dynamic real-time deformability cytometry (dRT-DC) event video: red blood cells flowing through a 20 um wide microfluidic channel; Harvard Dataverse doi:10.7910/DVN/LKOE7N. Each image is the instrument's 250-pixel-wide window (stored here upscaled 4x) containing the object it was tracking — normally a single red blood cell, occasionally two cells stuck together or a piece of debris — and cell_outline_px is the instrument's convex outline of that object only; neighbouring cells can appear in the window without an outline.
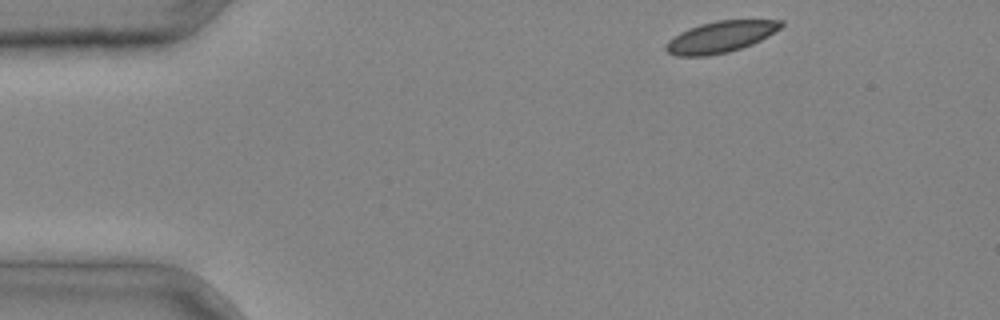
{"species": "common noctule bat (a hibernating species)", "species_latin": "Nyctalus noctula", "temperature_condition": "cold", "stored_images_in_passage": 4, "camera_frame_rate_fps": 3000, "um_per_image_px": 0.085, "animal": {"sex": "male", "body_mass_g": 20.4}, "frame": {"image": 1, "passage_image": 1, "time_ms": 0.0, "image_size_px": [1000, 320], "cell_outline_px": [[784, 24], [780, 28], [768, 36], [752, 44], [728, 52], [708, 56], [676, 56], [668, 52], [664, 48], [668, 40], [680, 32], [688, 28], [700, 24], [716, 20], [784, 20]], "centroid_in_image_um": [61.23, 3.13], "position_along_channel_um": 23.8, "area_um2": 21.04}}
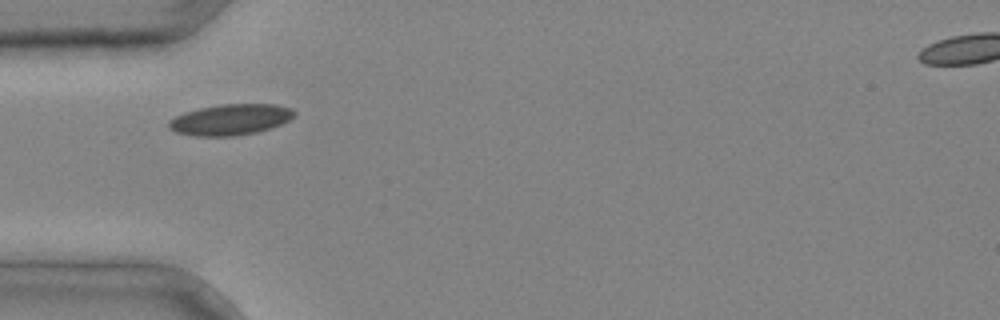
{"frame": {"image": 2, "passage_image": 3, "time_ms": 0.667, "image_size_px": [1000, 320], "cell_outline_px": [[296, 116], [280, 124], [256, 132], [232, 136], [192, 136], [176, 132], [168, 128], [168, 120], [184, 112], [200, 108], [220, 104], [276, 104], [292, 108], [296, 112]], "centroid_in_image_um": [19.57, 10.16], "position_along_channel_um": 65.4, "area_um2": 22.66}}